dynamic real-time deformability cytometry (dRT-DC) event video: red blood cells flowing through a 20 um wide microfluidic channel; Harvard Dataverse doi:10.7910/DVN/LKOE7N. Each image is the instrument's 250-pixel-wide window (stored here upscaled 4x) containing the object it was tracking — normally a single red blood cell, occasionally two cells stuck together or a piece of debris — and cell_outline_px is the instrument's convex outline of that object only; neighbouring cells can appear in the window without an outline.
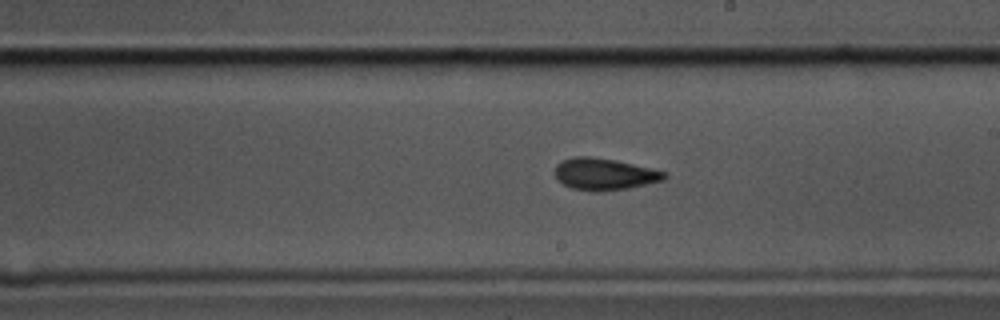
{"species": "common noctule bat (a hibernating species)", "species_latin": "Nyctalus noctula", "temperature_condition": "cold", "stored_images_in_passage": 58, "camera_frame_rate_fps": 3000, "um_per_image_px": 0.085, "animal": {"sex": "male", "body_mass_g": 17.5, "forearm_length_mm": 52.3}, "frame": {"image": 1, "passage_image": 33, "time_ms": 10.667, "image_size_px": [1000, 320], "cell_outline_px": [[668, 176], [664, 180], [628, 188], [600, 192], [592, 192], [572, 188], [556, 180], [552, 172], [556, 164], [572, 156], [588, 156], [616, 160], [664, 172]], "centroid_in_image_um": [51.29, 14.81], "position_along_channel_um": 237.7, "area_um2": 20.4}}
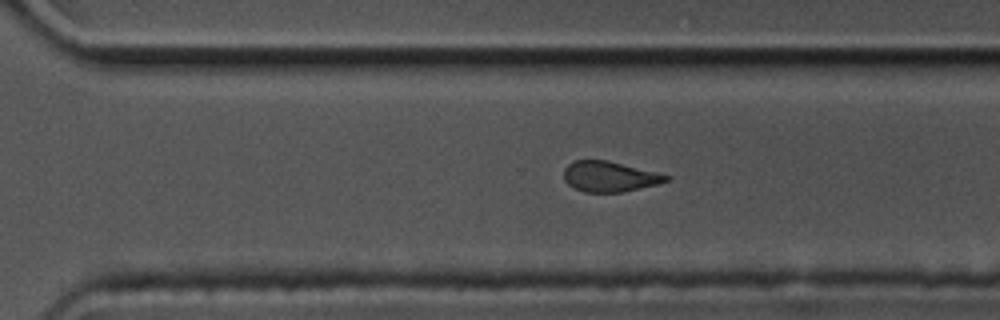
{"frame": {"image": 2, "passage_image": 40, "time_ms": 13.0, "image_size_px": [1000, 320], "cell_outline_px": [[672, 176], [668, 180], [656, 184], [620, 192], [584, 192], [568, 184], [564, 180], [564, 168], [568, 164], [576, 160], [608, 160]], "centroid_in_image_um": [51.78, 14.99], "position_along_channel_um": 318.8, "area_um2": 17.92}}
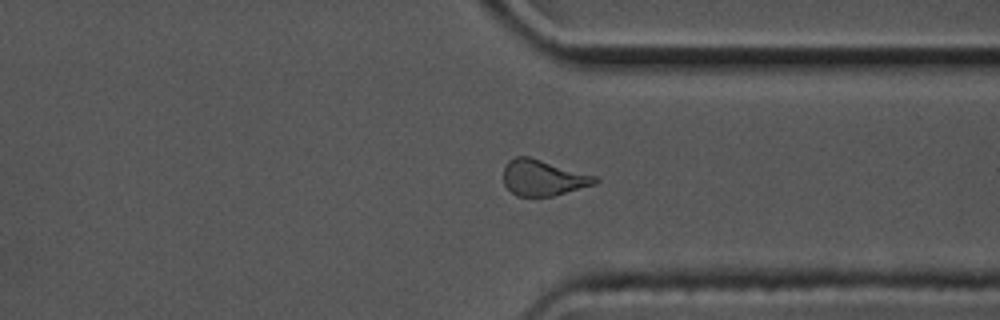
{"frame": {"image": 3, "passage_image": 44, "time_ms": 14.333, "image_size_px": [1000, 320], "cell_outline_px": [[600, 180], [596, 184], [552, 196], [516, 196], [504, 184], [504, 164], [508, 160], [516, 156], [528, 156], [600, 176]], "centroid_in_image_um": [46.2, 15.09], "position_along_channel_um": 365.2, "area_um2": 19.42}, "authors_computed_cell_mechanics": {"area_um2": 19.8254, "velocity_mm_per_s": 3.4785, "shape_relaxation_time_tau1_ms": null, "shape_relaxation_time_tau2_ms": 3.4074, "deformation_change_tau1": null, "deformation_change_tau2": 0.0899}}